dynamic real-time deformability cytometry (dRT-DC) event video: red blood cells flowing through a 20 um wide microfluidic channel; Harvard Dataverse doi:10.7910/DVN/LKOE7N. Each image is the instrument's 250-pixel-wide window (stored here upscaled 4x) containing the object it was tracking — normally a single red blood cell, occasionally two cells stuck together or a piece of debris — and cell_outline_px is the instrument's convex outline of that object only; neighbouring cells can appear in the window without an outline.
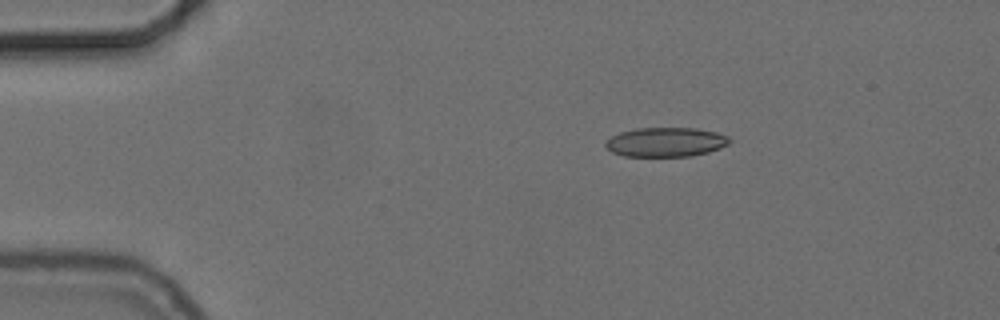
{"species": "common noctule bat (a hibernating species)", "species_latin": "Nyctalus noctula", "temperature_condition": "cold", "stored_images_in_passage": 10, "camera_frame_rate_fps": 3000, "um_per_image_px": 0.085, "animal": {"sex": "female", "body_mass_g": 24.6, "forearm_length_mm": 56.2}, "frame": {"image": 1, "passage_image": 1, "time_ms": 0.0, "image_size_px": [1000, 320], "cell_outline_px": [[732, 140], [728, 144], [720, 148], [708, 152], [692, 156], [624, 156], [612, 152], [604, 144], [612, 136], [620, 132], [636, 128], [696, 128], [716, 132], [728, 136]], "centroid_in_image_um": [56.61, 12.07], "position_along_channel_um": 28.4, "area_um2": 21.15}}
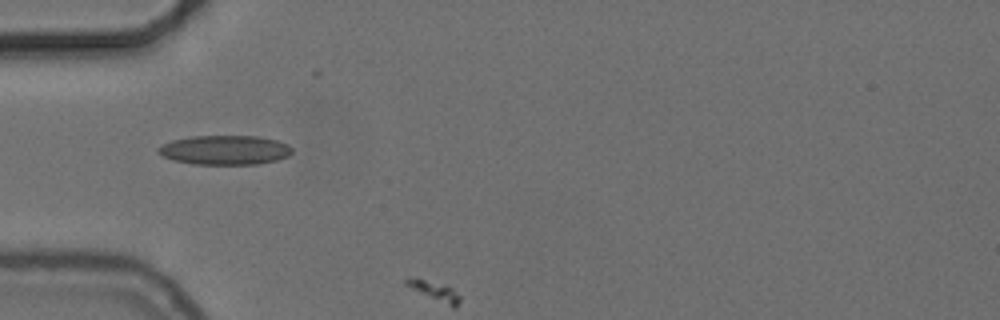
{"frame": {"image": 2, "passage_image": 9, "time_ms": 2.667, "image_size_px": [1000, 320], "cell_outline_px": [[292, 152], [288, 156], [276, 160], [260, 164], [192, 164], [172, 160], [156, 152], [156, 148], [160, 144], [172, 140], [192, 136], [256, 136], [276, 140], [288, 144], [292, 148]], "centroid_in_image_um": [19.07, 12.75], "position_along_channel_um": 65.9, "area_um2": 23.06}}